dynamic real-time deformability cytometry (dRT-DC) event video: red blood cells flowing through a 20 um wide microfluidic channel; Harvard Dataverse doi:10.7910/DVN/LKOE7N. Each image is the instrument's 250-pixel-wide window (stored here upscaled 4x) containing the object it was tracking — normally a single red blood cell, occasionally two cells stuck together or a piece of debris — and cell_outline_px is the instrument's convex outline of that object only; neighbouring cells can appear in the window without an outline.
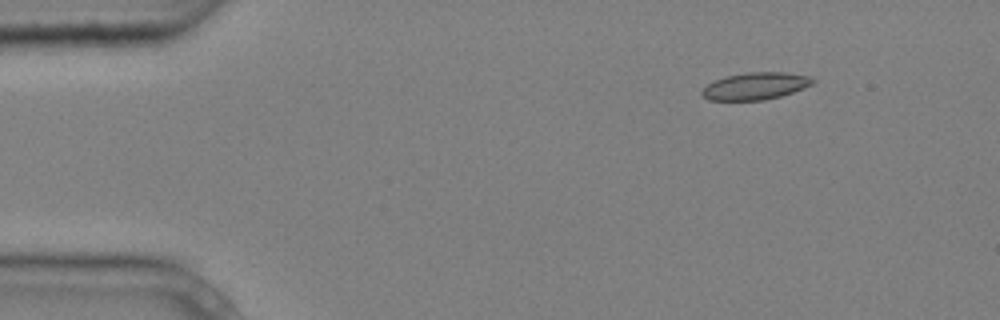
{"species": "common noctule bat (a hibernating species)", "species_latin": "Nyctalus noctula", "temperature_condition": "cold", "stored_images_in_passage": 6, "camera_frame_rate_fps": 3000, "um_per_image_px": 0.085, "animal": {"sex": "male", "body_mass_g": 20.4}, "frame": {"image": 1, "passage_image": 1, "time_ms": 0.0, "image_size_px": [1000, 320], "cell_outline_px": [[816, 80], [812, 84], [804, 88], [780, 96], [764, 100], [708, 100], [700, 92], [708, 84], [716, 80], [728, 76], [744, 72], [784, 72], [808, 76]], "centroid_in_image_um": [64.22, 7.31], "position_along_channel_um": 20.8, "area_um2": 17.34}}
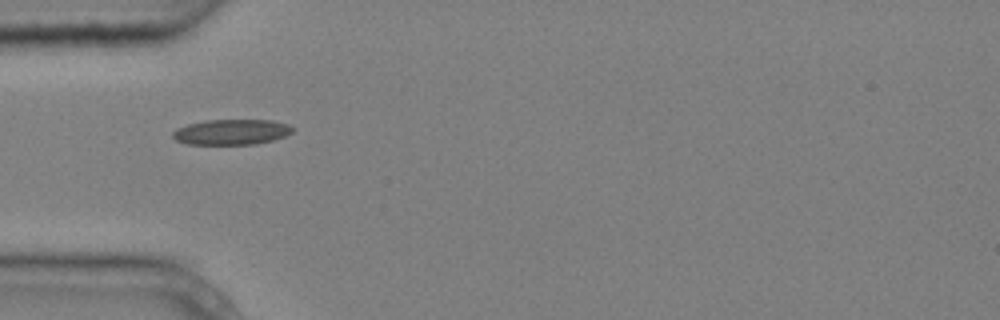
{"frame": {"image": 2, "passage_image": 3, "time_ms": 0.667, "image_size_px": [1000, 320], "cell_outline_px": [[296, 128], [292, 132], [284, 136], [272, 140], [256, 144], [188, 144], [176, 140], [172, 136], [172, 132], [176, 128], [188, 124], [204, 120], [272, 120], [288, 124]], "centroid_in_image_um": [19.68, 11.21], "position_along_channel_um": 65.3, "area_um2": 17.8}}
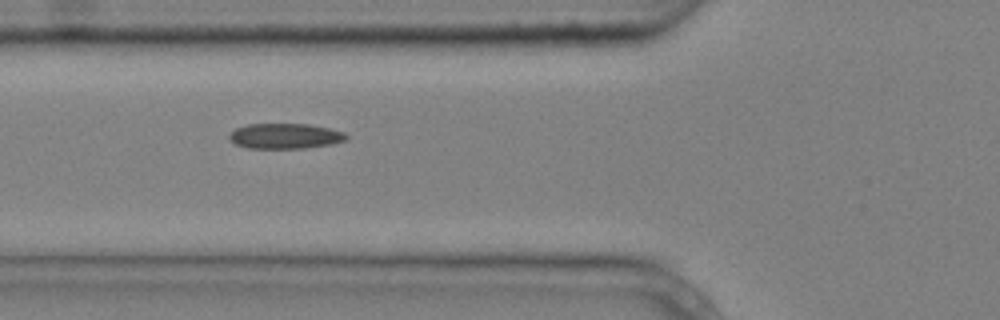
{"frame": {"image": 3, "passage_image": 4, "time_ms": 1.0, "image_size_px": [1000, 320], "cell_outline_px": [[348, 136], [344, 140], [332, 144], [304, 148], [248, 148], [236, 144], [228, 136], [236, 128], [248, 124], [308, 124], [328, 128], [344, 132]], "centroid_in_image_um": [24.24, 11.56], "position_along_channel_um": 101.6, "area_um2": 17.05}}